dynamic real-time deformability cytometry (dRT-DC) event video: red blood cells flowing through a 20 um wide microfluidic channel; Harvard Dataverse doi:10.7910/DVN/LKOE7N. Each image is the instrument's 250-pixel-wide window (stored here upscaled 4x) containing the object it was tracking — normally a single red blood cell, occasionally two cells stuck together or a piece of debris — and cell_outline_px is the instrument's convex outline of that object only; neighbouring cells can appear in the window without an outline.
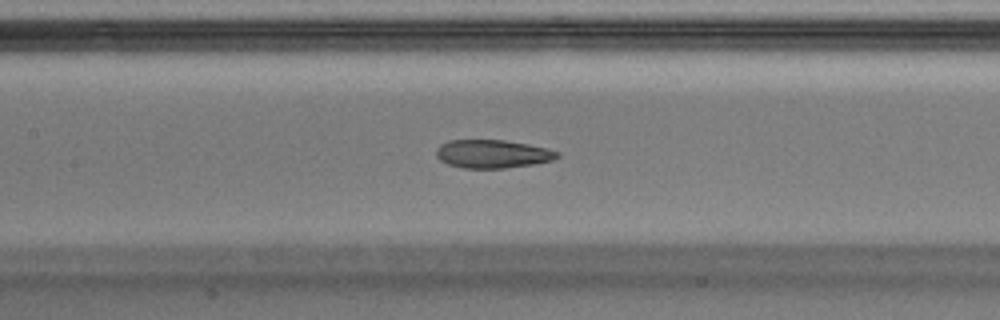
{"species": "Egyptian fruit bat (a non-hibernating species)", "species_latin": "Rousettus aegyptiacus", "temperature_condition": "warm", "stored_images_in_passage": 48, "camera_frame_rate_fps": 3000, "um_per_image_px": 0.085, "animal": {"sex": "male"}, "frame": {"image": 1, "passage_image": 21, "time_ms": 6.667, "image_size_px": [1000, 320], "cell_outline_px": [[560, 156], [552, 160], [532, 164], [504, 168], [464, 168], [448, 164], [440, 160], [436, 156], [436, 148], [440, 144], [448, 140], [504, 140], [528, 144], [548, 148], [560, 152]], "centroid_in_image_um": [41.86, 13.07], "position_along_channel_um": 165.5, "area_um2": 20.0}, "authors_computed_cell_mechanics": {"area_um2": 20.9236, "velocity_mm_per_s": 4.0513, "shape_relaxation_time_tau1_ms": null, "shape_relaxation_time_tau2_ms": 1.7679, "deformation_change_tau1": null, "deformation_change_tau2": 0.0794}}